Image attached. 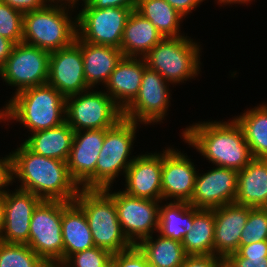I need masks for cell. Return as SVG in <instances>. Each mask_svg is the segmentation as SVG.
<instances>
[{
  "instance_id": "1",
  "label": "cell",
  "mask_w": 267,
  "mask_h": 267,
  "mask_svg": "<svg viewBox=\"0 0 267 267\" xmlns=\"http://www.w3.org/2000/svg\"><path fill=\"white\" fill-rule=\"evenodd\" d=\"M13 182L41 200L72 202L80 187L71 177L67 162L37 155L23 143L12 151Z\"/></svg>"
},
{
  "instance_id": "2",
  "label": "cell",
  "mask_w": 267,
  "mask_h": 267,
  "mask_svg": "<svg viewBox=\"0 0 267 267\" xmlns=\"http://www.w3.org/2000/svg\"><path fill=\"white\" fill-rule=\"evenodd\" d=\"M182 138L218 167L241 171L253 159L243 131L234 118L230 122L192 124L185 128Z\"/></svg>"
},
{
  "instance_id": "3",
  "label": "cell",
  "mask_w": 267,
  "mask_h": 267,
  "mask_svg": "<svg viewBox=\"0 0 267 267\" xmlns=\"http://www.w3.org/2000/svg\"><path fill=\"white\" fill-rule=\"evenodd\" d=\"M4 106L7 121L16 120L32 133L66 122V97L48 83L16 93Z\"/></svg>"
},
{
  "instance_id": "4",
  "label": "cell",
  "mask_w": 267,
  "mask_h": 267,
  "mask_svg": "<svg viewBox=\"0 0 267 267\" xmlns=\"http://www.w3.org/2000/svg\"><path fill=\"white\" fill-rule=\"evenodd\" d=\"M110 188H80L74 201L83 209L94 245L115 254L133 245L122 231Z\"/></svg>"
},
{
  "instance_id": "5",
  "label": "cell",
  "mask_w": 267,
  "mask_h": 267,
  "mask_svg": "<svg viewBox=\"0 0 267 267\" xmlns=\"http://www.w3.org/2000/svg\"><path fill=\"white\" fill-rule=\"evenodd\" d=\"M67 9L47 5L24 13L22 42L50 53L70 46L77 36V17L72 18Z\"/></svg>"
},
{
  "instance_id": "6",
  "label": "cell",
  "mask_w": 267,
  "mask_h": 267,
  "mask_svg": "<svg viewBox=\"0 0 267 267\" xmlns=\"http://www.w3.org/2000/svg\"><path fill=\"white\" fill-rule=\"evenodd\" d=\"M188 37H164L143 57L147 67L157 71L170 84L197 77L202 48Z\"/></svg>"
},
{
  "instance_id": "7",
  "label": "cell",
  "mask_w": 267,
  "mask_h": 267,
  "mask_svg": "<svg viewBox=\"0 0 267 267\" xmlns=\"http://www.w3.org/2000/svg\"><path fill=\"white\" fill-rule=\"evenodd\" d=\"M90 90L66 97V122L75 132L109 129L123 118V110L105 90Z\"/></svg>"
},
{
  "instance_id": "8",
  "label": "cell",
  "mask_w": 267,
  "mask_h": 267,
  "mask_svg": "<svg viewBox=\"0 0 267 267\" xmlns=\"http://www.w3.org/2000/svg\"><path fill=\"white\" fill-rule=\"evenodd\" d=\"M138 125L139 123L122 118L114 127L105 129L103 147L96 163V188L111 187L120 171L126 173L136 158L129 156Z\"/></svg>"
},
{
  "instance_id": "9",
  "label": "cell",
  "mask_w": 267,
  "mask_h": 267,
  "mask_svg": "<svg viewBox=\"0 0 267 267\" xmlns=\"http://www.w3.org/2000/svg\"><path fill=\"white\" fill-rule=\"evenodd\" d=\"M27 245L48 264L64 263L62 201L42 200L34 209Z\"/></svg>"
},
{
  "instance_id": "10",
  "label": "cell",
  "mask_w": 267,
  "mask_h": 267,
  "mask_svg": "<svg viewBox=\"0 0 267 267\" xmlns=\"http://www.w3.org/2000/svg\"><path fill=\"white\" fill-rule=\"evenodd\" d=\"M134 9L84 7L77 17V36L84 42L120 49L123 30Z\"/></svg>"
},
{
  "instance_id": "11",
  "label": "cell",
  "mask_w": 267,
  "mask_h": 267,
  "mask_svg": "<svg viewBox=\"0 0 267 267\" xmlns=\"http://www.w3.org/2000/svg\"><path fill=\"white\" fill-rule=\"evenodd\" d=\"M50 52L25 43L15 44L12 53L0 68V77L15 94L47 83Z\"/></svg>"
},
{
  "instance_id": "12",
  "label": "cell",
  "mask_w": 267,
  "mask_h": 267,
  "mask_svg": "<svg viewBox=\"0 0 267 267\" xmlns=\"http://www.w3.org/2000/svg\"><path fill=\"white\" fill-rule=\"evenodd\" d=\"M109 193L114 199L122 231L132 245L137 246L158 232L159 203L162 201L134 197L120 190Z\"/></svg>"
},
{
  "instance_id": "13",
  "label": "cell",
  "mask_w": 267,
  "mask_h": 267,
  "mask_svg": "<svg viewBox=\"0 0 267 267\" xmlns=\"http://www.w3.org/2000/svg\"><path fill=\"white\" fill-rule=\"evenodd\" d=\"M168 84L157 71L146 67L139 93L123 110V118L146 125L162 122L171 97Z\"/></svg>"
},
{
  "instance_id": "14",
  "label": "cell",
  "mask_w": 267,
  "mask_h": 267,
  "mask_svg": "<svg viewBox=\"0 0 267 267\" xmlns=\"http://www.w3.org/2000/svg\"><path fill=\"white\" fill-rule=\"evenodd\" d=\"M47 83L64 97L90 89L85 81L81 39L78 36L70 46L50 53Z\"/></svg>"
},
{
  "instance_id": "15",
  "label": "cell",
  "mask_w": 267,
  "mask_h": 267,
  "mask_svg": "<svg viewBox=\"0 0 267 267\" xmlns=\"http://www.w3.org/2000/svg\"><path fill=\"white\" fill-rule=\"evenodd\" d=\"M238 171L218 167L207 173H197L194 192L188 202L198 209H215L234 203L237 194Z\"/></svg>"
},
{
  "instance_id": "16",
  "label": "cell",
  "mask_w": 267,
  "mask_h": 267,
  "mask_svg": "<svg viewBox=\"0 0 267 267\" xmlns=\"http://www.w3.org/2000/svg\"><path fill=\"white\" fill-rule=\"evenodd\" d=\"M104 136L105 129L80 130L74 134L66 162L71 177L80 188H96V163Z\"/></svg>"
},
{
  "instance_id": "17",
  "label": "cell",
  "mask_w": 267,
  "mask_h": 267,
  "mask_svg": "<svg viewBox=\"0 0 267 267\" xmlns=\"http://www.w3.org/2000/svg\"><path fill=\"white\" fill-rule=\"evenodd\" d=\"M173 148L163 150L162 200L189 202L194 192L197 175L194 163L187 154Z\"/></svg>"
},
{
  "instance_id": "18",
  "label": "cell",
  "mask_w": 267,
  "mask_h": 267,
  "mask_svg": "<svg viewBox=\"0 0 267 267\" xmlns=\"http://www.w3.org/2000/svg\"><path fill=\"white\" fill-rule=\"evenodd\" d=\"M10 192L8 190L3 194L4 228L0 241L27 244L32 213L42 200L32 192L18 188Z\"/></svg>"
},
{
  "instance_id": "19",
  "label": "cell",
  "mask_w": 267,
  "mask_h": 267,
  "mask_svg": "<svg viewBox=\"0 0 267 267\" xmlns=\"http://www.w3.org/2000/svg\"><path fill=\"white\" fill-rule=\"evenodd\" d=\"M163 153L137 155L128 167L125 177V190L128 195L162 201Z\"/></svg>"
},
{
  "instance_id": "20",
  "label": "cell",
  "mask_w": 267,
  "mask_h": 267,
  "mask_svg": "<svg viewBox=\"0 0 267 267\" xmlns=\"http://www.w3.org/2000/svg\"><path fill=\"white\" fill-rule=\"evenodd\" d=\"M251 208L232 203L214 209V256L225 260L239 249L241 233Z\"/></svg>"
},
{
  "instance_id": "21",
  "label": "cell",
  "mask_w": 267,
  "mask_h": 267,
  "mask_svg": "<svg viewBox=\"0 0 267 267\" xmlns=\"http://www.w3.org/2000/svg\"><path fill=\"white\" fill-rule=\"evenodd\" d=\"M146 67L144 58L123 56L111 73L104 87L122 110L138 95Z\"/></svg>"
},
{
  "instance_id": "22",
  "label": "cell",
  "mask_w": 267,
  "mask_h": 267,
  "mask_svg": "<svg viewBox=\"0 0 267 267\" xmlns=\"http://www.w3.org/2000/svg\"><path fill=\"white\" fill-rule=\"evenodd\" d=\"M235 204L267 208V159L253 158L238 171Z\"/></svg>"
},
{
  "instance_id": "23",
  "label": "cell",
  "mask_w": 267,
  "mask_h": 267,
  "mask_svg": "<svg viewBox=\"0 0 267 267\" xmlns=\"http://www.w3.org/2000/svg\"><path fill=\"white\" fill-rule=\"evenodd\" d=\"M64 262L73 254L94 247L83 209L75 202L62 201Z\"/></svg>"
},
{
  "instance_id": "24",
  "label": "cell",
  "mask_w": 267,
  "mask_h": 267,
  "mask_svg": "<svg viewBox=\"0 0 267 267\" xmlns=\"http://www.w3.org/2000/svg\"><path fill=\"white\" fill-rule=\"evenodd\" d=\"M81 51L85 81L90 89L98 83L105 85L123 57L122 51L118 48L91 44L82 40Z\"/></svg>"
},
{
  "instance_id": "25",
  "label": "cell",
  "mask_w": 267,
  "mask_h": 267,
  "mask_svg": "<svg viewBox=\"0 0 267 267\" xmlns=\"http://www.w3.org/2000/svg\"><path fill=\"white\" fill-rule=\"evenodd\" d=\"M163 38L149 20L133 10L123 30L120 50L123 56L143 58Z\"/></svg>"
},
{
  "instance_id": "26",
  "label": "cell",
  "mask_w": 267,
  "mask_h": 267,
  "mask_svg": "<svg viewBox=\"0 0 267 267\" xmlns=\"http://www.w3.org/2000/svg\"><path fill=\"white\" fill-rule=\"evenodd\" d=\"M75 131L64 122L55 128L31 133L23 144L33 153L67 161L72 148Z\"/></svg>"
},
{
  "instance_id": "27",
  "label": "cell",
  "mask_w": 267,
  "mask_h": 267,
  "mask_svg": "<svg viewBox=\"0 0 267 267\" xmlns=\"http://www.w3.org/2000/svg\"><path fill=\"white\" fill-rule=\"evenodd\" d=\"M188 202L171 201L160 204L158 233L165 238L179 242L191 230L193 215L198 211Z\"/></svg>"
},
{
  "instance_id": "28",
  "label": "cell",
  "mask_w": 267,
  "mask_h": 267,
  "mask_svg": "<svg viewBox=\"0 0 267 267\" xmlns=\"http://www.w3.org/2000/svg\"><path fill=\"white\" fill-rule=\"evenodd\" d=\"M214 209H199L181 244L187 255H214Z\"/></svg>"
},
{
  "instance_id": "29",
  "label": "cell",
  "mask_w": 267,
  "mask_h": 267,
  "mask_svg": "<svg viewBox=\"0 0 267 267\" xmlns=\"http://www.w3.org/2000/svg\"><path fill=\"white\" fill-rule=\"evenodd\" d=\"M238 116L234 119L243 131L252 157L267 159V103Z\"/></svg>"
},
{
  "instance_id": "30",
  "label": "cell",
  "mask_w": 267,
  "mask_h": 267,
  "mask_svg": "<svg viewBox=\"0 0 267 267\" xmlns=\"http://www.w3.org/2000/svg\"><path fill=\"white\" fill-rule=\"evenodd\" d=\"M136 11L149 20L164 37L184 36L180 33L183 17L165 0H137Z\"/></svg>"
},
{
  "instance_id": "31",
  "label": "cell",
  "mask_w": 267,
  "mask_h": 267,
  "mask_svg": "<svg viewBox=\"0 0 267 267\" xmlns=\"http://www.w3.org/2000/svg\"><path fill=\"white\" fill-rule=\"evenodd\" d=\"M150 267H181L187 257L181 242L158 235L143 239L138 245Z\"/></svg>"
},
{
  "instance_id": "32",
  "label": "cell",
  "mask_w": 267,
  "mask_h": 267,
  "mask_svg": "<svg viewBox=\"0 0 267 267\" xmlns=\"http://www.w3.org/2000/svg\"><path fill=\"white\" fill-rule=\"evenodd\" d=\"M48 265L27 244L0 241V267H47Z\"/></svg>"
},
{
  "instance_id": "33",
  "label": "cell",
  "mask_w": 267,
  "mask_h": 267,
  "mask_svg": "<svg viewBox=\"0 0 267 267\" xmlns=\"http://www.w3.org/2000/svg\"><path fill=\"white\" fill-rule=\"evenodd\" d=\"M224 267H267V240L239 246L224 260Z\"/></svg>"
},
{
  "instance_id": "34",
  "label": "cell",
  "mask_w": 267,
  "mask_h": 267,
  "mask_svg": "<svg viewBox=\"0 0 267 267\" xmlns=\"http://www.w3.org/2000/svg\"><path fill=\"white\" fill-rule=\"evenodd\" d=\"M267 240V208H251L239 246Z\"/></svg>"
},
{
  "instance_id": "35",
  "label": "cell",
  "mask_w": 267,
  "mask_h": 267,
  "mask_svg": "<svg viewBox=\"0 0 267 267\" xmlns=\"http://www.w3.org/2000/svg\"><path fill=\"white\" fill-rule=\"evenodd\" d=\"M23 15L20 11L0 1V35L15 44L22 43Z\"/></svg>"
},
{
  "instance_id": "36",
  "label": "cell",
  "mask_w": 267,
  "mask_h": 267,
  "mask_svg": "<svg viewBox=\"0 0 267 267\" xmlns=\"http://www.w3.org/2000/svg\"><path fill=\"white\" fill-rule=\"evenodd\" d=\"M111 258L108 250L94 246L71 255L64 264L67 267H107Z\"/></svg>"
},
{
  "instance_id": "37",
  "label": "cell",
  "mask_w": 267,
  "mask_h": 267,
  "mask_svg": "<svg viewBox=\"0 0 267 267\" xmlns=\"http://www.w3.org/2000/svg\"><path fill=\"white\" fill-rule=\"evenodd\" d=\"M111 263L115 267H149L146 255L136 245L112 254Z\"/></svg>"
},
{
  "instance_id": "38",
  "label": "cell",
  "mask_w": 267,
  "mask_h": 267,
  "mask_svg": "<svg viewBox=\"0 0 267 267\" xmlns=\"http://www.w3.org/2000/svg\"><path fill=\"white\" fill-rule=\"evenodd\" d=\"M181 267H224V260L214 255H187Z\"/></svg>"
},
{
  "instance_id": "39",
  "label": "cell",
  "mask_w": 267,
  "mask_h": 267,
  "mask_svg": "<svg viewBox=\"0 0 267 267\" xmlns=\"http://www.w3.org/2000/svg\"><path fill=\"white\" fill-rule=\"evenodd\" d=\"M0 1L4 2L11 8L20 11L23 14L45 8L48 5L46 0H0Z\"/></svg>"
},
{
  "instance_id": "40",
  "label": "cell",
  "mask_w": 267,
  "mask_h": 267,
  "mask_svg": "<svg viewBox=\"0 0 267 267\" xmlns=\"http://www.w3.org/2000/svg\"><path fill=\"white\" fill-rule=\"evenodd\" d=\"M13 171H12V153L6 157L0 158V194H4L6 186L13 182Z\"/></svg>"
},
{
  "instance_id": "41",
  "label": "cell",
  "mask_w": 267,
  "mask_h": 267,
  "mask_svg": "<svg viewBox=\"0 0 267 267\" xmlns=\"http://www.w3.org/2000/svg\"><path fill=\"white\" fill-rule=\"evenodd\" d=\"M137 0H88L84 7L105 9L108 7H123L136 10Z\"/></svg>"
},
{
  "instance_id": "42",
  "label": "cell",
  "mask_w": 267,
  "mask_h": 267,
  "mask_svg": "<svg viewBox=\"0 0 267 267\" xmlns=\"http://www.w3.org/2000/svg\"><path fill=\"white\" fill-rule=\"evenodd\" d=\"M175 8L184 18L204 0H165Z\"/></svg>"
},
{
  "instance_id": "43",
  "label": "cell",
  "mask_w": 267,
  "mask_h": 267,
  "mask_svg": "<svg viewBox=\"0 0 267 267\" xmlns=\"http://www.w3.org/2000/svg\"><path fill=\"white\" fill-rule=\"evenodd\" d=\"M15 43L0 35V68L5 64L12 53Z\"/></svg>"
},
{
  "instance_id": "44",
  "label": "cell",
  "mask_w": 267,
  "mask_h": 267,
  "mask_svg": "<svg viewBox=\"0 0 267 267\" xmlns=\"http://www.w3.org/2000/svg\"><path fill=\"white\" fill-rule=\"evenodd\" d=\"M46 1H47L48 5H55V6L65 7V8H67V6H68V8H70V9L76 8L75 7L77 5L76 3L79 2V0H46ZM82 1L84 2L83 6H85L88 2V0H82ZM49 2H50V4H49Z\"/></svg>"
},
{
  "instance_id": "45",
  "label": "cell",
  "mask_w": 267,
  "mask_h": 267,
  "mask_svg": "<svg viewBox=\"0 0 267 267\" xmlns=\"http://www.w3.org/2000/svg\"><path fill=\"white\" fill-rule=\"evenodd\" d=\"M4 228V198L3 194H0V236Z\"/></svg>"
},
{
  "instance_id": "46",
  "label": "cell",
  "mask_w": 267,
  "mask_h": 267,
  "mask_svg": "<svg viewBox=\"0 0 267 267\" xmlns=\"http://www.w3.org/2000/svg\"><path fill=\"white\" fill-rule=\"evenodd\" d=\"M218 2L217 3H219L220 5L223 3V5H228V4H237V3H239V4H248L250 1H252V0H217Z\"/></svg>"
},
{
  "instance_id": "47",
  "label": "cell",
  "mask_w": 267,
  "mask_h": 267,
  "mask_svg": "<svg viewBox=\"0 0 267 267\" xmlns=\"http://www.w3.org/2000/svg\"><path fill=\"white\" fill-rule=\"evenodd\" d=\"M7 121V113H6V110L5 108L0 110V122L2 121Z\"/></svg>"
},
{
  "instance_id": "48",
  "label": "cell",
  "mask_w": 267,
  "mask_h": 267,
  "mask_svg": "<svg viewBox=\"0 0 267 267\" xmlns=\"http://www.w3.org/2000/svg\"><path fill=\"white\" fill-rule=\"evenodd\" d=\"M47 267H61V262L49 264Z\"/></svg>"
},
{
  "instance_id": "49",
  "label": "cell",
  "mask_w": 267,
  "mask_h": 267,
  "mask_svg": "<svg viewBox=\"0 0 267 267\" xmlns=\"http://www.w3.org/2000/svg\"><path fill=\"white\" fill-rule=\"evenodd\" d=\"M107 267H115L111 262L107 265Z\"/></svg>"
},
{
  "instance_id": "50",
  "label": "cell",
  "mask_w": 267,
  "mask_h": 267,
  "mask_svg": "<svg viewBox=\"0 0 267 267\" xmlns=\"http://www.w3.org/2000/svg\"><path fill=\"white\" fill-rule=\"evenodd\" d=\"M61 267H67L64 263L61 262Z\"/></svg>"
}]
</instances>
